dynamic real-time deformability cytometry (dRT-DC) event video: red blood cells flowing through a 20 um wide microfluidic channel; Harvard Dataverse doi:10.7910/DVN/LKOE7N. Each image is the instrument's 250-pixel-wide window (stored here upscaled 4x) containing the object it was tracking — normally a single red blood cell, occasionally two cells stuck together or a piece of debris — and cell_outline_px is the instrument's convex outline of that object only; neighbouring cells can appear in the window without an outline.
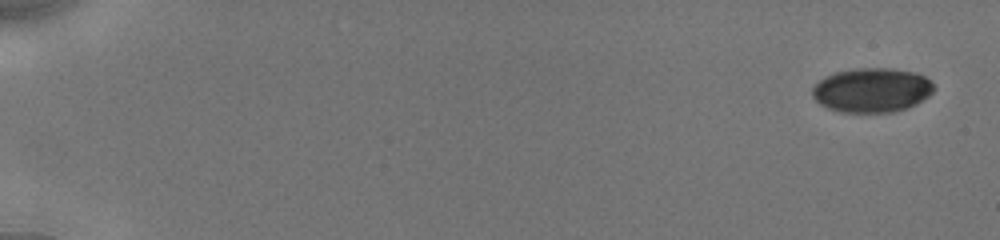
{"species": "human", "species_latin": "Homo sapiens", "temperature_condition": "cold", "stored_images_in_passage": 19, "camera_frame_rate_fps": 3000, "um_per_image_px": 0.085, "donor": {"sex": "male"}, "frame": {"image": 1, "passage_image": 1, "time_ms": 0.0, "image_size_px": [1000, 240], "cell_outline_px": [[936, 88], [928, 96], [916, 104], [908, 108], [892, 112], [840, 112], [828, 108], [820, 104], [812, 96], [812, 88], [820, 80], [836, 72], [856, 68], [892, 68], [916, 72], [924, 76]], "centroid_in_image_um": [74.12, 7.66], "position_along_channel_um": 10.9, "area_um2": 31.39}}
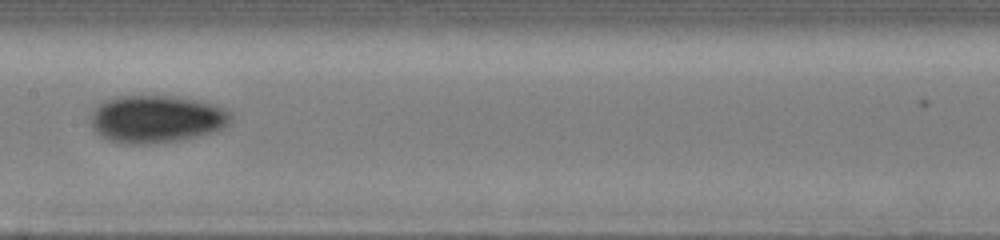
{"frame": {"image": 2, "passage_image": 11, "time_ms": 9.333, "image_size_px": [1000, 240], "cell_outline_px": [[232, 120], [224, 128], [216, 132], [180, 140], [152, 144], [120, 144], [108, 140], [100, 136], [92, 128], [88, 116], [100, 104], [108, 100], [120, 96], [180, 96], [200, 100], [216, 104], [228, 108], [232, 112]], "centroid_in_image_um": [13.35, 10.12], "position_along_channel_um": 194.1, "area_um2": 39.65}}
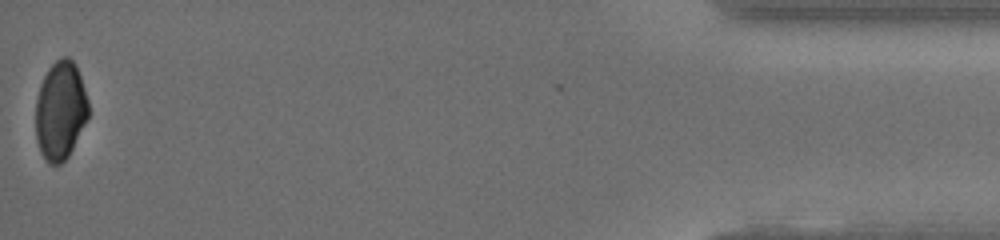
{"frame": {"image": 3, "passage_image": 19, "time_ms": 17.333, "image_size_px": [1000, 240], "cell_outline_px": [[88, 116], [68, 156], [60, 164], [48, 164], [40, 152], [36, 140], [36, 100], [40, 84], [48, 68], [60, 56], [68, 56], [76, 64], [88, 100]], "centroid_in_image_um": [5.12, 9.37], "position_along_channel_um": 430.1, "area_um2": 30.23}, "authors_computed_cell_mechanics": {"area_um2": 33.6396, "velocity_mm_per_s": 3.9249, "shape_relaxation_time_tau1_ms": 6.4292, "shape_relaxation_time_tau2_ms": null, "deformation_change_tau1": 0.0851, "deformation_change_tau2": null}}